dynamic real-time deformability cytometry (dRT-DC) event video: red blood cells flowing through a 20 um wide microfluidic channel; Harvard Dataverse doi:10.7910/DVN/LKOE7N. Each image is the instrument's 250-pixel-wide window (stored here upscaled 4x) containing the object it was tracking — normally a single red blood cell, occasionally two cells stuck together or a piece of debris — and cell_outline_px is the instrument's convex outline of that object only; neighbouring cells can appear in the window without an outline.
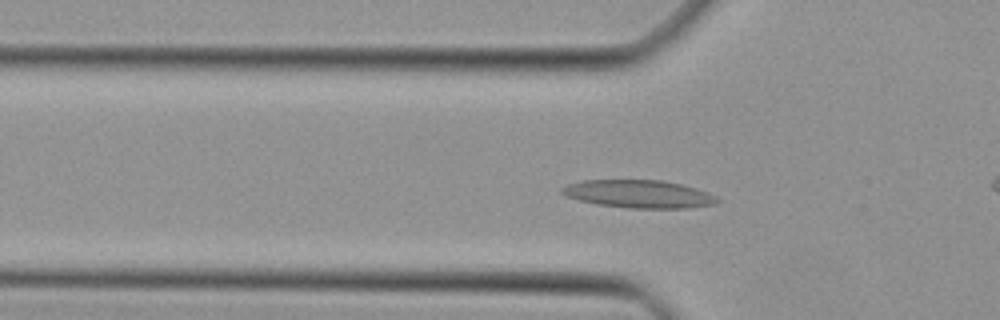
{"species": "Egyptian fruit bat (a non-hibernating species)", "species_latin": "Rousettus aegyptiacus", "temperature_condition": "cold", "stored_images_in_passage": 44, "camera_frame_rate_fps": 3000, "um_per_image_px": 0.085, "animal": {"sex": "female"}, "frame": {"image": 1, "passage_image": 12, "time_ms": 3.667, "image_size_px": [1000, 320], "cell_outline_px": [[720, 200], [716, 204], [688, 208], [628, 208], [596, 204], [580, 200], [568, 196], [560, 192], [560, 188], [568, 184], [584, 180], [660, 180], [680, 184], [696, 188], [708, 192], [716, 196]], "centroid_in_image_um": [54.32, 16.49], "position_along_channel_um": 71.5, "area_um2": 25.2}}
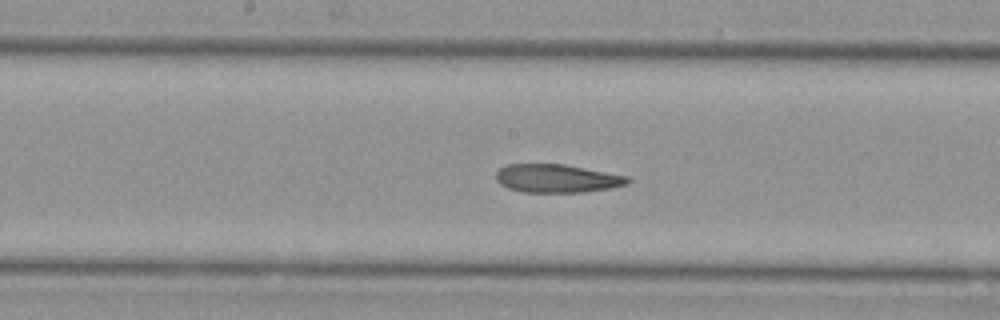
{"frame": {"image": 2, "passage_image": 21, "time_ms": 6.667, "image_size_px": [1000, 320], "cell_outline_px": [[632, 180], [628, 184], [612, 188], [584, 192], [524, 192], [508, 188], [500, 184], [496, 180], [496, 172], [504, 164], [564, 164], [628, 176]], "centroid_in_image_um": [47.35, 15.16], "position_along_channel_um": 200.9, "area_um2": 21.85}}
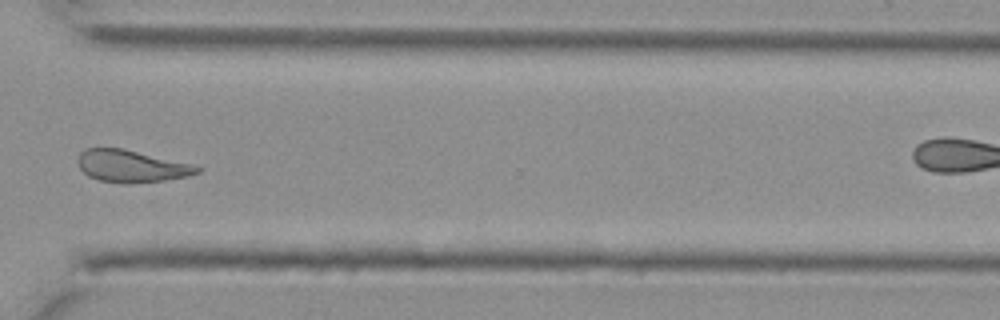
{"frame": {"image": 3, "passage_image": 32, "time_ms": 10.333, "image_size_px": [1000, 320], "cell_outline_px": [[204, 168], [200, 172], [188, 176], [164, 180], [128, 184], [120, 184], [100, 180], [88, 176], [80, 168], [76, 160], [80, 152], [84, 148], [124, 148], [192, 164]], "centroid_in_image_um": [11.16, 14.12], "position_along_channel_um": 359.4, "area_um2": 22.6}}